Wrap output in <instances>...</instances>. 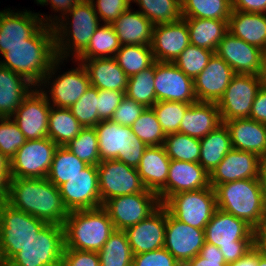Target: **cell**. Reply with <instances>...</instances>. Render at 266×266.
Instances as JSON below:
<instances>
[{
  "label": "cell",
  "mask_w": 266,
  "mask_h": 266,
  "mask_svg": "<svg viewBox=\"0 0 266 266\" xmlns=\"http://www.w3.org/2000/svg\"><path fill=\"white\" fill-rule=\"evenodd\" d=\"M0 169H10V162L0 152Z\"/></svg>",
  "instance_id": "66"
},
{
  "label": "cell",
  "mask_w": 266,
  "mask_h": 266,
  "mask_svg": "<svg viewBox=\"0 0 266 266\" xmlns=\"http://www.w3.org/2000/svg\"><path fill=\"white\" fill-rule=\"evenodd\" d=\"M163 147L171 160L198 162L200 157V141L198 138L182 133L166 135Z\"/></svg>",
  "instance_id": "44"
},
{
  "label": "cell",
  "mask_w": 266,
  "mask_h": 266,
  "mask_svg": "<svg viewBox=\"0 0 266 266\" xmlns=\"http://www.w3.org/2000/svg\"><path fill=\"white\" fill-rule=\"evenodd\" d=\"M232 10L266 14V0H232Z\"/></svg>",
  "instance_id": "59"
},
{
  "label": "cell",
  "mask_w": 266,
  "mask_h": 266,
  "mask_svg": "<svg viewBox=\"0 0 266 266\" xmlns=\"http://www.w3.org/2000/svg\"><path fill=\"white\" fill-rule=\"evenodd\" d=\"M220 249L205 242L200 253L190 259L184 266H227Z\"/></svg>",
  "instance_id": "55"
},
{
  "label": "cell",
  "mask_w": 266,
  "mask_h": 266,
  "mask_svg": "<svg viewBox=\"0 0 266 266\" xmlns=\"http://www.w3.org/2000/svg\"><path fill=\"white\" fill-rule=\"evenodd\" d=\"M221 124L217 103L197 101L186 110L179 133L201 139Z\"/></svg>",
  "instance_id": "29"
},
{
  "label": "cell",
  "mask_w": 266,
  "mask_h": 266,
  "mask_svg": "<svg viewBox=\"0 0 266 266\" xmlns=\"http://www.w3.org/2000/svg\"><path fill=\"white\" fill-rule=\"evenodd\" d=\"M2 56V67L23 76L33 86L39 87L52 63L57 59L53 27L44 24L31 38L9 47Z\"/></svg>",
  "instance_id": "2"
},
{
  "label": "cell",
  "mask_w": 266,
  "mask_h": 266,
  "mask_svg": "<svg viewBox=\"0 0 266 266\" xmlns=\"http://www.w3.org/2000/svg\"><path fill=\"white\" fill-rule=\"evenodd\" d=\"M161 205L158 194L146 190L110 198L103 207L107 210L115 229L125 230L149 217Z\"/></svg>",
  "instance_id": "13"
},
{
  "label": "cell",
  "mask_w": 266,
  "mask_h": 266,
  "mask_svg": "<svg viewBox=\"0 0 266 266\" xmlns=\"http://www.w3.org/2000/svg\"><path fill=\"white\" fill-rule=\"evenodd\" d=\"M130 7L124 11L111 25L121 45L150 46L153 23L138 10Z\"/></svg>",
  "instance_id": "31"
},
{
  "label": "cell",
  "mask_w": 266,
  "mask_h": 266,
  "mask_svg": "<svg viewBox=\"0 0 266 266\" xmlns=\"http://www.w3.org/2000/svg\"><path fill=\"white\" fill-rule=\"evenodd\" d=\"M256 245L266 255V218L262 225L256 230Z\"/></svg>",
  "instance_id": "62"
},
{
  "label": "cell",
  "mask_w": 266,
  "mask_h": 266,
  "mask_svg": "<svg viewBox=\"0 0 266 266\" xmlns=\"http://www.w3.org/2000/svg\"><path fill=\"white\" fill-rule=\"evenodd\" d=\"M145 109L144 105L125 96L110 120L123 126H131Z\"/></svg>",
  "instance_id": "53"
},
{
  "label": "cell",
  "mask_w": 266,
  "mask_h": 266,
  "mask_svg": "<svg viewBox=\"0 0 266 266\" xmlns=\"http://www.w3.org/2000/svg\"><path fill=\"white\" fill-rule=\"evenodd\" d=\"M13 11L10 8L0 11V55L11 46L24 43L44 25L39 13L26 9Z\"/></svg>",
  "instance_id": "20"
},
{
  "label": "cell",
  "mask_w": 266,
  "mask_h": 266,
  "mask_svg": "<svg viewBox=\"0 0 266 266\" xmlns=\"http://www.w3.org/2000/svg\"><path fill=\"white\" fill-rule=\"evenodd\" d=\"M213 54L212 50L189 44L173 63L194 80L205 69Z\"/></svg>",
  "instance_id": "48"
},
{
  "label": "cell",
  "mask_w": 266,
  "mask_h": 266,
  "mask_svg": "<svg viewBox=\"0 0 266 266\" xmlns=\"http://www.w3.org/2000/svg\"><path fill=\"white\" fill-rule=\"evenodd\" d=\"M80 1L81 0H36V3L42 6L51 4L52 11L61 12L60 15H54L53 18L52 15H49L48 17L47 15L43 16V14H39L44 24L52 26L59 18L69 12Z\"/></svg>",
  "instance_id": "57"
},
{
  "label": "cell",
  "mask_w": 266,
  "mask_h": 266,
  "mask_svg": "<svg viewBox=\"0 0 266 266\" xmlns=\"http://www.w3.org/2000/svg\"><path fill=\"white\" fill-rule=\"evenodd\" d=\"M94 128L101 161L118 160L127 166L138 167L147 145L132 133L131 126L101 120Z\"/></svg>",
  "instance_id": "7"
},
{
  "label": "cell",
  "mask_w": 266,
  "mask_h": 266,
  "mask_svg": "<svg viewBox=\"0 0 266 266\" xmlns=\"http://www.w3.org/2000/svg\"><path fill=\"white\" fill-rule=\"evenodd\" d=\"M228 32L233 36L266 50V14L232 10Z\"/></svg>",
  "instance_id": "32"
},
{
  "label": "cell",
  "mask_w": 266,
  "mask_h": 266,
  "mask_svg": "<svg viewBox=\"0 0 266 266\" xmlns=\"http://www.w3.org/2000/svg\"><path fill=\"white\" fill-rule=\"evenodd\" d=\"M260 156L249 151L231 149L210 174V186L244 179H259Z\"/></svg>",
  "instance_id": "25"
},
{
  "label": "cell",
  "mask_w": 266,
  "mask_h": 266,
  "mask_svg": "<svg viewBox=\"0 0 266 266\" xmlns=\"http://www.w3.org/2000/svg\"><path fill=\"white\" fill-rule=\"evenodd\" d=\"M200 141L199 164L211 174L232 149L229 131L224 123Z\"/></svg>",
  "instance_id": "35"
},
{
  "label": "cell",
  "mask_w": 266,
  "mask_h": 266,
  "mask_svg": "<svg viewBox=\"0 0 266 266\" xmlns=\"http://www.w3.org/2000/svg\"><path fill=\"white\" fill-rule=\"evenodd\" d=\"M121 48L111 24H102L94 32L87 48L75 60L111 58Z\"/></svg>",
  "instance_id": "37"
},
{
  "label": "cell",
  "mask_w": 266,
  "mask_h": 266,
  "mask_svg": "<svg viewBox=\"0 0 266 266\" xmlns=\"http://www.w3.org/2000/svg\"><path fill=\"white\" fill-rule=\"evenodd\" d=\"M262 86L258 75L235 74L217 102L221 120L249 118L254 99Z\"/></svg>",
  "instance_id": "14"
},
{
  "label": "cell",
  "mask_w": 266,
  "mask_h": 266,
  "mask_svg": "<svg viewBox=\"0 0 266 266\" xmlns=\"http://www.w3.org/2000/svg\"><path fill=\"white\" fill-rule=\"evenodd\" d=\"M259 180L264 190L266 199V155L260 158Z\"/></svg>",
  "instance_id": "63"
},
{
  "label": "cell",
  "mask_w": 266,
  "mask_h": 266,
  "mask_svg": "<svg viewBox=\"0 0 266 266\" xmlns=\"http://www.w3.org/2000/svg\"><path fill=\"white\" fill-rule=\"evenodd\" d=\"M10 179V169H0V203L7 201Z\"/></svg>",
  "instance_id": "60"
},
{
  "label": "cell",
  "mask_w": 266,
  "mask_h": 266,
  "mask_svg": "<svg viewBox=\"0 0 266 266\" xmlns=\"http://www.w3.org/2000/svg\"><path fill=\"white\" fill-rule=\"evenodd\" d=\"M227 266H257V245L236 262L230 263Z\"/></svg>",
  "instance_id": "61"
},
{
  "label": "cell",
  "mask_w": 266,
  "mask_h": 266,
  "mask_svg": "<svg viewBox=\"0 0 266 266\" xmlns=\"http://www.w3.org/2000/svg\"><path fill=\"white\" fill-rule=\"evenodd\" d=\"M257 266H266V255L257 246Z\"/></svg>",
  "instance_id": "65"
},
{
  "label": "cell",
  "mask_w": 266,
  "mask_h": 266,
  "mask_svg": "<svg viewBox=\"0 0 266 266\" xmlns=\"http://www.w3.org/2000/svg\"><path fill=\"white\" fill-rule=\"evenodd\" d=\"M77 61L86 69L91 86L102 90L126 92L129 77L114 57L75 60Z\"/></svg>",
  "instance_id": "28"
},
{
  "label": "cell",
  "mask_w": 266,
  "mask_h": 266,
  "mask_svg": "<svg viewBox=\"0 0 266 266\" xmlns=\"http://www.w3.org/2000/svg\"><path fill=\"white\" fill-rule=\"evenodd\" d=\"M182 17L228 20L232 0H181Z\"/></svg>",
  "instance_id": "41"
},
{
  "label": "cell",
  "mask_w": 266,
  "mask_h": 266,
  "mask_svg": "<svg viewBox=\"0 0 266 266\" xmlns=\"http://www.w3.org/2000/svg\"><path fill=\"white\" fill-rule=\"evenodd\" d=\"M249 118L266 125V86L258 91Z\"/></svg>",
  "instance_id": "58"
},
{
  "label": "cell",
  "mask_w": 266,
  "mask_h": 266,
  "mask_svg": "<svg viewBox=\"0 0 266 266\" xmlns=\"http://www.w3.org/2000/svg\"><path fill=\"white\" fill-rule=\"evenodd\" d=\"M125 97V92L98 89V115L101 120H110Z\"/></svg>",
  "instance_id": "54"
},
{
  "label": "cell",
  "mask_w": 266,
  "mask_h": 266,
  "mask_svg": "<svg viewBox=\"0 0 266 266\" xmlns=\"http://www.w3.org/2000/svg\"><path fill=\"white\" fill-rule=\"evenodd\" d=\"M26 142L24 134L11 117H0V152L10 160Z\"/></svg>",
  "instance_id": "50"
},
{
  "label": "cell",
  "mask_w": 266,
  "mask_h": 266,
  "mask_svg": "<svg viewBox=\"0 0 266 266\" xmlns=\"http://www.w3.org/2000/svg\"><path fill=\"white\" fill-rule=\"evenodd\" d=\"M65 147L88 165L97 166L101 162L98 137L94 127H83Z\"/></svg>",
  "instance_id": "45"
},
{
  "label": "cell",
  "mask_w": 266,
  "mask_h": 266,
  "mask_svg": "<svg viewBox=\"0 0 266 266\" xmlns=\"http://www.w3.org/2000/svg\"><path fill=\"white\" fill-rule=\"evenodd\" d=\"M204 243V229H199L179 221L166 209L164 248H166L182 266L200 253Z\"/></svg>",
  "instance_id": "19"
},
{
  "label": "cell",
  "mask_w": 266,
  "mask_h": 266,
  "mask_svg": "<svg viewBox=\"0 0 266 266\" xmlns=\"http://www.w3.org/2000/svg\"><path fill=\"white\" fill-rule=\"evenodd\" d=\"M166 208L161 205L149 217L124 230L134 255L164 247Z\"/></svg>",
  "instance_id": "22"
},
{
  "label": "cell",
  "mask_w": 266,
  "mask_h": 266,
  "mask_svg": "<svg viewBox=\"0 0 266 266\" xmlns=\"http://www.w3.org/2000/svg\"><path fill=\"white\" fill-rule=\"evenodd\" d=\"M189 44V30L183 18L153 26L150 46L155 61L174 62Z\"/></svg>",
  "instance_id": "23"
},
{
  "label": "cell",
  "mask_w": 266,
  "mask_h": 266,
  "mask_svg": "<svg viewBox=\"0 0 266 266\" xmlns=\"http://www.w3.org/2000/svg\"><path fill=\"white\" fill-rule=\"evenodd\" d=\"M63 63V59L57 58L52 63L51 68L44 76L38 88L45 94L51 106L70 108L91 85L87 71L80 62L77 63L78 67H75V69H69L60 75L55 74L58 69H61L59 65ZM44 88L49 90H45Z\"/></svg>",
  "instance_id": "9"
},
{
  "label": "cell",
  "mask_w": 266,
  "mask_h": 266,
  "mask_svg": "<svg viewBox=\"0 0 266 266\" xmlns=\"http://www.w3.org/2000/svg\"><path fill=\"white\" fill-rule=\"evenodd\" d=\"M64 248L63 225L46 224L6 266H60Z\"/></svg>",
  "instance_id": "8"
},
{
  "label": "cell",
  "mask_w": 266,
  "mask_h": 266,
  "mask_svg": "<svg viewBox=\"0 0 266 266\" xmlns=\"http://www.w3.org/2000/svg\"><path fill=\"white\" fill-rule=\"evenodd\" d=\"M189 30L190 44L216 51L222 38L228 33V20L182 17Z\"/></svg>",
  "instance_id": "34"
},
{
  "label": "cell",
  "mask_w": 266,
  "mask_h": 266,
  "mask_svg": "<svg viewBox=\"0 0 266 266\" xmlns=\"http://www.w3.org/2000/svg\"><path fill=\"white\" fill-rule=\"evenodd\" d=\"M229 131L232 148L266 155V125L250 118L222 121Z\"/></svg>",
  "instance_id": "27"
},
{
  "label": "cell",
  "mask_w": 266,
  "mask_h": 266,
  "mask_svg": "<svg viewBox=\"0 0 266 266\" xmlns=\"http://www.w3.org/2000/svg\"><path fill=\"white\" fill-rule=\"evenodd\" d=\"M47 223L4 202L0 204V248L5 263Z\"/></svg>",
  "instance_id": "10"
},
{
  "label": "cell",
  "mask_w": 266,
  "mask_h": 266,
  "mask_svg": "<svg viewBox=\"0 0 266 266\" xmlns=\"http://www.w3.org/2000/svg\"><path fill=\"white\" fill-rule=\"evenodd\" d=\"M191 104L174 101H158L151 108L165 135L179 132L180 123Z\"/></svg>",
  "instance_id": "47"
},
{
  "label": "cell",
  "mask_w": 266,
  "mask_h": 266,
  "mask_svg": "<svg viewBox=\"0 0 266 266\" xmlns=\"http://www.w3.org/2000/svg\"><path fill=\"white\" fill-rule=\"evenodd\" d=\"M170 160L163 145L145 149L136 169L147 190L158 194L166 186Z\"/></svg>",
  "instance_id": "30"
},
{
  "label": "cell",
  "mask_w": 266,
  "mask_h": 266,
  "mask_svg": "<svg viewBox=\"0 0 266 266\" xmlns=\"http://www.w3.org/2000/svg\"><path fill=\"white\" fill-rule=\"evenodd\" d=\"M132 266H182L166 249L133 255Z\"/></svg>",
  "instance_id": "52"
},
{
  "label": "cell",
  "mask_w": 266,
  "mask_h": 266,
  "mask_svg": "<svg viewBox=\"0 0 266 266\" xmlns=\"http://www.w3.org/2000/svg\"><path fill=\"white\" fill-rule=\"evenodd\" d=\"M100 22L112 24L124 11L131 7L132 0H90Z\"/></svg>",
  "instance_id": "51"
},
{
  "label": "cell",
  "mask_w": 266,
  "mask_h": 266,
  "mask_svg": "<svg viewBox=\"0 0 266 266\" xmlns=\"http://www.w3.org/2000/svg\"><path fill=\"white\" fill-rule=\"evenodd\" d=\"M99 22L90 0H81L59 18L52 25L57 58L67 61L72 56L75 60L87 48Z\"/></svg>",
  "instance_id": "3"
},
{
  "label": "cell",
  "mask_w": 266,
  "mask_h": 266,
  "mask_svg": "<svg viewBox=\"0 0 266 266\" xmlns=\"http://www.w3.org/2000/svg\"><path fill=\"white\" fill-rule=\"evenodd\" d=\"M134 133L147 147L163 145L166 135L152 108H146L139 118L131 125Z\"/></svg>",
  "instance_id": "46"
},
{
  "label": "cell",
  "mask_w": 266,
  "mask_h": 266,
  "mask_svg": "<svg viewBox=\"0 0 266 266\" xmlns=\"http://www.w3.org/2000/svg\"><path fill=\"white\" fill-rule=\"evenodd\" d=\"M218 209L244 220L255 231L266 218V199L259 179H244L214 188Z\"/></svg>",
  "instance_id": "4"
},
{
  "label": "cell",
  "mask_w": 266,
  "mask_h": 266,
  "mask_svg": "<svg viewBox=\"0 0 266 266\" xmlns=\"http://www.w3.org/2000/svg\"><path fill=\"white\" fill-rule=\"evenodd\" d=\"M154 86L156 100L192 104L197 102L193 79L173 62L155 61Z\"/></svg>",
  "instance_id": "18"
},
{
  "label": "cell",
  "mask_w": 266,
  "mask_h": 266,
  "mask_svg": "<svg viewBox=\"0 0 266 266\" xmlns=\"http://www.w3.org/2000/svg\"><path fill=\"white\" fill-rule=\"evenodd\" d=\"M97 253L100 266H132L134 254L124 230L115 229Z\"/></svg>",
  "instance_id": "39"
},
{
  "label": "cell",
  "mask_w": 266,
  "mask_h": 266,
  "mask_svg": "<svg viewBox=\"0 0 266 266\" xmlns=\"http://www.w3.org/2000/svg\"><path fill=\"white\" fill-rule=\"evenodd\" d=\"M234 75L233 69L214 53L205 69L193 80L197 101L217 103Z\"/></svg>",
  "instance_id": "26"
},
{
  "label": "cell",
  "mask_w": 266,
  "mask_h": 266,
  "mask_svg": "<svg viewBox=\"0 0 266 266\" xmlns=\"http://www.w3.org/2000/svg\"><path fill=\"white\" fill-rule=\"evenodd\" d=\"M63 227L64 249L94 252L100 251L115 231L114 224L103 206L70 211Z\"/></svg>",
  "instance_id": "5"
},
{
  "label": "cell",
  "mask_w": 266,
  "mask_h": 266,
  "mask_svg": "<svg viewBox=\"0 0 266 266\" xmlns=\"http://www.w3.org/2000/svg\"><path fill=\"white\" fill-rule=\"evenodd\" d=\"M34 88L23 76L0 65V117H11Z\"/></svg>",
  "instance_id": "33"
},
{
  "label": "cell",
  "mask_w": 266,
  "mask_h": 266,
  "mask_svg": "<svg viewBox=\"0 0 266 266\" xmlns=\"http://www.w3.org/2000/svg\"><path fill=\"white\" fill-rule=\"evenodd\" d=\"M6 203L47 224L63 225L69 214L59 187L47 178H11Z\"/></svg>",
  "instance_id": "1"
},
{
  "label": "cell",
  "mask_w": 266,
  "mask_h": 266,
  "mask_svg": "<svg viewBox=\"0 0 266 266\" xmlns=\"http://www.w3.org/2000/svg\"><path fill=\"white\" fill-rule=\"evenodd\" d=\"M60 266H100V261L97 252L64 249Z\"/></svg>",
  "instance_id": "56"
},
{
  "label": "cell",
  "mask_w": 266,
  "mask_h": 266,
  "mask_svg": "<svg viewBox=\"0 0 266 266\" xmlns=\"http://www.w3.org/2000/svg\"><path fill=\"white\" fill-rule=\"evenodd\" d=\"M162 205L179 221L199 229L206 227L217 209L215 191L211 186L174 194Z\"/></svg>",
  "instance_id": "11"
},
{
  "label": "cell",
  "mask_w": 266,
  "mask_h": 266,
  "mask_svg": "<svg viewBox=\"0 0 266 266\" xmlns=\"http://www.w3.org/2000/svg\"><path fill=\"white\" fill-rule=\"evenodd\" d=\"M258 76L263 86H266V50L262 51L261 67Z\"/></svg>",
  "instance_id": "64"
},
{
  "label": "cell",
  "mask_w": 266,
  "mask_h": 266,
  "mask_svg": "<svg viewBox=\"0 0 266 266\" xmlns=\"http://www.w3.org/2000/svg\"><path fill=\"white\" fill-rule=\"evenodd\" d=\"M82 128L69 108L51 106L48 137L58 146H66L79 134Z\"/></svg>",
  "instance_id": "36"
},
{
  "label": "cell",
  "mask_w": 266,
  "mask_h": 266,
  "mask_svg": "<svg viewBox=\"0 0 266 266\" xmlns=\"http://www.w3.org/2000/svg\"><path fill=\"white\" fill-rule=\"evenodd\" d=\"M98 89L90 86L69 109L82 127H95L101 119L98 115Z\"/></svg>",
  "instance_id": "49"
},
{
  "label": "cell",
  "mask_w": 266,
  "mask_h": 266,
  "mask_svg": "<svg viewBox=\"0 0 266 266\" xmlns=\"http://www.w3.org/2000/svg\"><path fill=\"white\" fill-rule=\"evenodd\" d=\"M57 147L49 137L26 140L10 160V177L46 178Z\"/></svg>",
  "instance_id": "12"
},
{
  "label": "cell",
  "mask_w": 266,
  "mask_h": 266,
  "mask_svg": "<svg viewBox=\"0 0 266 266\" xmlns=\"http://www.w3.org/2000/svg\"><path fill=\"white\" fill-rule=\"evenodd\" d=\"M262 51L228 32L219 42L214 53L221 57L235 74L258 75Z\"/></svg>",
  "instance_id": "24"
},
{
  "label": "cell",
  "mask_w": 266,
  "mask_h": 266,
  "mask_svg": "<svg viewBox=\"0 0 266 266\" xmlns=\"http://www.w3.org/2000/svg\"><path fill=\"white\" fill-rule=\"evenodd\" d=\"M59 191L69 212L102 206L96 165H88L79 174L61 184Z\"/></svg>",
  "instance_id": "16"
},
{
  "label": "cell",
  "mask_w": 266,
  "mask_h": 266,
  "mask_svg": "<svg viewBox=\"0 0 266 266\" xmlns=\"http://www.w3.org/2000/svg\"><path fill=\"white\" fill-rule=\"evenodd\" d=\"M102 206L110 198L145 192L136 168L118 160H104L97 165Z\"/></svg>",
  "instance_id": "15"
},
{
  "label": "cell",
  "mask_w": 266,
  "mask_h": 266,
  "mask_svg": "<svg viewBox=\"0 0 266 266\" xmlns=\"http://www.w3.org/2000/svg\"><path fill=\"white\" fill-rule=\"evenodd\" d=\"M0 264H6L2 255L1 248H0Z\"/></svg>",
  "instance_id": "67"
},
{
  "label": "cell",
  "mask_w": 266,
  "mask_h": 266,
  "mask_svg": "<svg viewBox=\"0 0 266 266\" xmlns=\"http://www.w3.org/2000/svg\"><path fill=\"white\" fill-rule=\"evenodd\" d=\"M153 25L173 23L182 19L181 0H132Z\"/></svg>",
  "instance_id": "42"
},
{
  "label": "cell",
  "mask_w": 266,
  "mask_h": 266,
  "mask_svg": "<svg viewBox=\"0 0 266 266\" xmlns=\"http://www.w3.org/2000/svg\"><path fill=\"white\" fill-rule=\"evenodd\" d=\"M51 105L45 94L35 87L11 116L26 140L48 137Z\"/></svg>",
  "instance_id": "17"
},
{
  "label": "cell",
  "mask_w": 266,
  "mask_h": 266,
  "mask_svg": "<svg viewBox=\"0 0 266 266\" xmlns=\"http://www.w3.org/2000/svg\"><path fill=\"white\" fill-rule=\"evenodd\" d=\"M114 58L128 77L155 63L151 46L121 45Z\"/></svg>",
  "instance_id": "40"
},
{
  "label": "cell",
  "mask_w": 266,
  "mask_h": 266,
  "mask_svg": "<svg viewBox=\"0 0 266 266\" xmlns=\"http://www.w3.org/2000/svg\"><path fill=\"white\" fill-rule=\"evenodd\" d=\"M205 242L218 247L227 264L236 262L256 245V231L244 220L216 209L204 228Z\"/></svg>",
  "instance_id": "6"
},
{
  "label": "cell",
  "mask_w": 266,
  "mask_h": 266,
  "mask_svg": "<svg viewBox=\"0 0 266 266\" xmlns=\"http://www.w3.org/2000/svg\"><path fill=\"white\" fill-rule=\"evenodd\" d=\"M210 187V174L198 162L170 160L166 186L158 193L161 204L181 192Z\"/></svg>",
  "instance_id": "21"
},
{
  "label": "cell",
  "mask_w": 266,
  "mask_h": 266,
  "mask_svg": "<svg viewBox=\"0 0 266 266\" xmlns=\"http://www.w3.org/2000/svg\"><path fill=\"white\" fill-rule=\"evenodd\" d=\"M87 166L88 164L80 160L65 146H58L54 152L53 161L46 178L56 187H59L83 171Z\"/></svg>",
  "instance_id": "38"
},
{
  "label": "cell",
  "mask_w": 266,
  "mask_h": 266,
  "mask_svg": "<svg viewBox=\"0 0 266 266\" xmlns=\"http://www.w3.org/2000/svg\"><path fill=\"white\" fill-rule=\"evenodd\" d=\"M154 77L155 63L128 78L125 96L144 105L146 108H151L157 102Z\"/></svg>",
  "instance_id": "43"
}]
</instances>
